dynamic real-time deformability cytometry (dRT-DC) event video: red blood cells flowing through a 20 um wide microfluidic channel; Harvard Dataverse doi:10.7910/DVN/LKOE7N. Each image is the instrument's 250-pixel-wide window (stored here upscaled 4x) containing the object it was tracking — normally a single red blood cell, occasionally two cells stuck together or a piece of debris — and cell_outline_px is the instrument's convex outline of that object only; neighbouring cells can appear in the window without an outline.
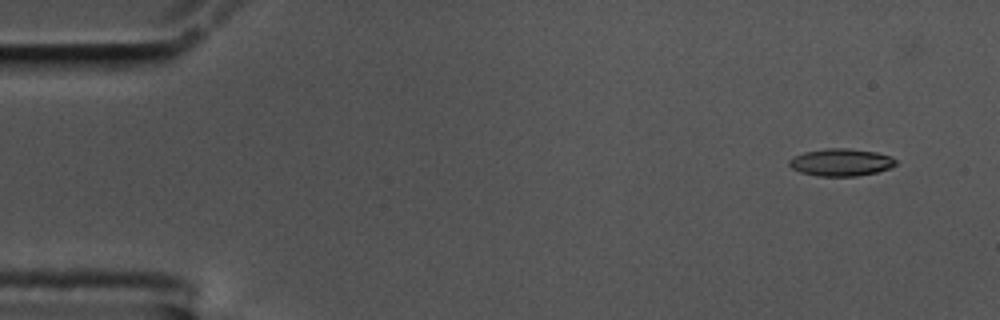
{"species": "common noctule bat (a hibernating species)", "species_latin": "Nyctalus noctula", "temperature_condition": "cold", "stored_images_in_passage": 54, "camera_frame_rate_fps": 3000, "um_per_image_px": 0.085, "animal": {"sex": "male", "body_mass_g": 17.5, "forearm_length_mm": 52.3}, "frame": {"image": 1, "passage_image": 1, "time_ms": 0.0, "image_size_px": [1000, 320], "cell_outline_px": [[896, 164], [888, 168], [876, 172], [856, 176], [816, 176], [800, 172], [792, 168], [788, 164], [788, 160], [792, 156], [804, 152], [828, 148], [848, 148], [876, 152], [892, 156], [896, 160]], "centroid_in_image_um": [71.45, 13.79], "position_along_channel_um": 13.6, "area_um2": 17.05}}
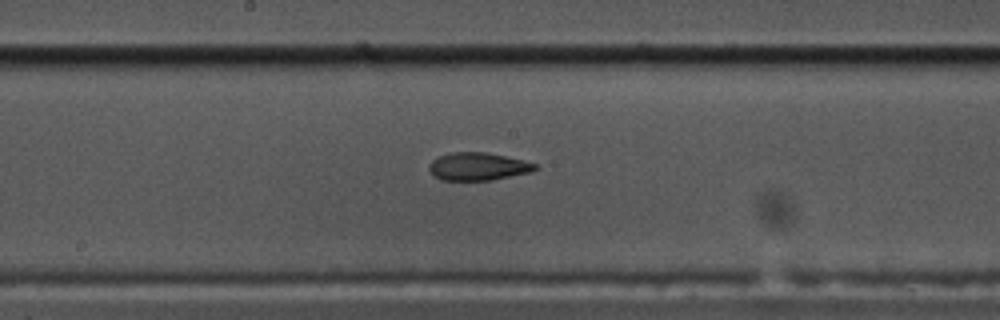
{"frame": {"image": 2, "passage_image": 27, "time_ms": 8.667, "image_size_px": [1000, 320], "cell_outline_px": [[536, 168], [532, 172], [492, 180], [440, 180], [428, 168], [428, 164], [436, 156], [452, 152], [488, 152], [524, 160], [536, 164]], "centroid_in_image_um": [40.62, 14.14], "position_along_channel_um": 207.6, "area_um2": 17.28}}
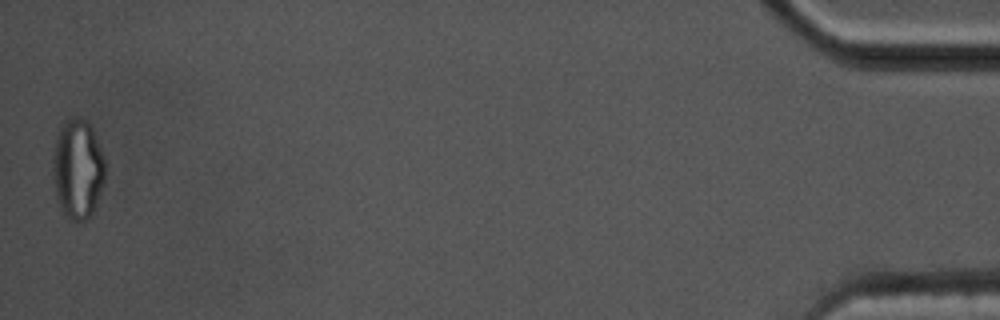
{"frame": {"image": 3, "passage_image": 54, "time_ms": 17.667, "image_size_px": [1000, 320], "cell_outline_px": [[104, 180], [96, 204], [92, 212], [84, 220], [72, 220], [64, 212], [56, 196], [52, 176], [52, 156], [56, 136], [60, 128], [72, 116], [76, 116], [88, 120], [92, 128], [104, 156]], "centroid_in_image_um": [6.59, 14.31], "position_along_channel_um": 428.6, "area_um2": 30.23}, "authors_computed_cell_mechanics": {"area_um2": 17.629, "velocity_mm_per_s": 3.5038, "shape_relaxation_time_tau1_ms": null, "shape_relaxation_time_tau2_ms": 3.1166, "deformation_change_tau1": null, "deformation_change_tau2": 0.099}}